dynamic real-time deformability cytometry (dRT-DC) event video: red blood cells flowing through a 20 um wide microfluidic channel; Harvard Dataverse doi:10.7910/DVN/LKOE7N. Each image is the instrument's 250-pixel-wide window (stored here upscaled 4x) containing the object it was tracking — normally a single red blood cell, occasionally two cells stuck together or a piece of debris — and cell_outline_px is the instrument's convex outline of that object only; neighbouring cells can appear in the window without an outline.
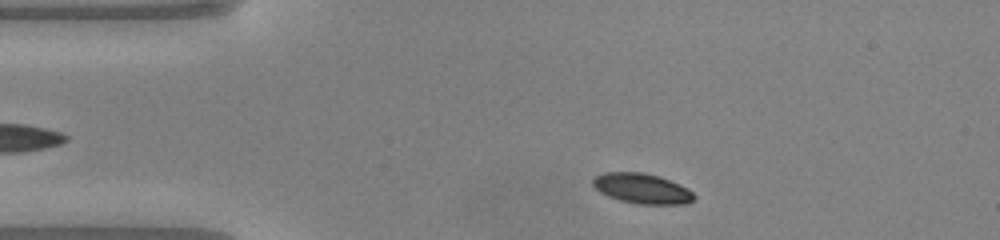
{"species": "common noctule bat (a hibernating species)", "species_latin": "Nyctalus noctula", "temperature_condition": "warm", "stored_images_in_passage": 44, "camera_frame_rate_fps": 3000, "um_per_image_px": 0.085, "animal": {"sex": "male", "body_mass_g": 20.0, "forearm_length_mm": 53.3}, "frame": {"image": 1, "passage_image": 4, "time_ms": 1.0, "image_size_px": [1000, 240], "cell_outline_px": [[696, 196], [688, 204], [636, 204], [620, 200], [608, 196], [600, 192], [592, 184], [592, 180], [596, 176], [604, 172], [644, 172], [660, 176], [688, 188]], "centroid_in_image_um": [54.58, 16.02], "position_along_channel_um": 30.4, "area_um2": 17.86}}
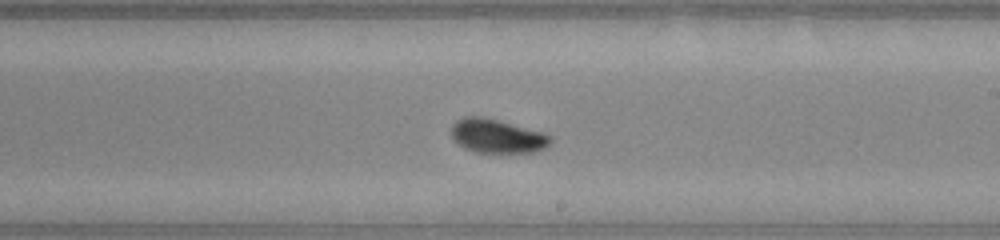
{"frame": {"image": 2, "passage_image": 23, "time_ms": 7.333, "image_size_px": [1000, 240], "cell_outline_px": [[552, 140], [544, 148], [532, 152], [476, 152], [464, 148], [452, 136], [452, 124], [456, 120], [464, 116], [480, 116], [544, 132]], "centroid_in_image_um": [42.23, 11.56], "position_along_channel_um": 246.8, "area_um2": 19.19}}
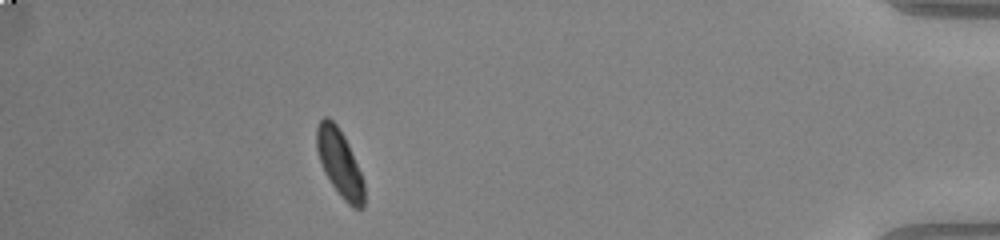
{"frame": {"image": 3, "passage_image": 39, "time_ms": 12.667, "image_size_px": [1000, 240], "cell_outline_px": [[364, 208], [352, 208], [340, 196], [324, 172], [316, 148], [316, 128], [320, 120], [324, 116], [328, 116], [336, 124], [344, 136], [348, 144], [364, 180]], "centroid_in_image_um": [28.87, 13.86], "position_along_channel_um": 406.3, "area_um2": 18.5}, "authors_computed_cell_mechanics": {"area_um2": 18.5827, "velocity_mm_per_s": 4.0757, "shape_relaxation_time_tau1_ms": 2.7459, "shape_relaxation_time_tau2_ms": 3.9385, "deformation_change_tau1": 0.1238, "deformation_change_tau2": 0.0601}}